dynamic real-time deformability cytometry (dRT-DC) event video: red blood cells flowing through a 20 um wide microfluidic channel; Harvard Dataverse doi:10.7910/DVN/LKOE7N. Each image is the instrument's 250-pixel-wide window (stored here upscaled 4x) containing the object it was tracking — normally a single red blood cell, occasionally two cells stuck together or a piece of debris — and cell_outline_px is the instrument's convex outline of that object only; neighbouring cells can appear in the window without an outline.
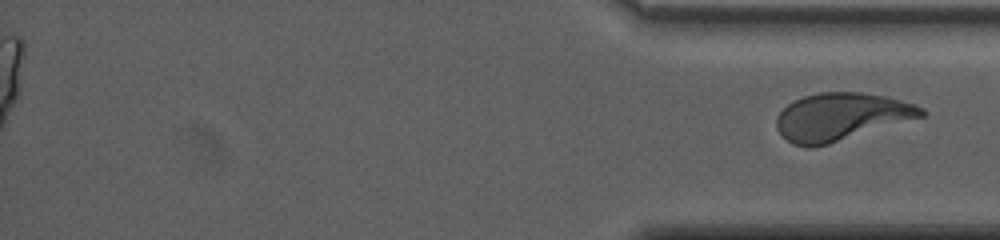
{"species": "human", "species_latin": "Homo sapiens", "temperature_condition": "warm", "stored_images_in_passage": 42, "segment_of_instrument_passage": [2, 2], "camera_frame_rate_fps": 3000, "um_per_image_px": 0.085, "donor": {"sex": "female"}, "frame": {"image": 1, "passage_image": 42, "time_ms": 23.333, "image_size_px": [1000, 240], "cell_outline_px": [[928, 112], [924, 116], [828, 144], [812, 148], [808, 148], [792, 144], [776, 128], [776, 116], [788, 104], [804, 96], [820, 92], [860, 92], [884, 96], [900, 100], [924, 108]], "centroid_in_image_um": [71.48, 9.93], "position_along_channel_um": 363.7, "area_um2": 39.82}}